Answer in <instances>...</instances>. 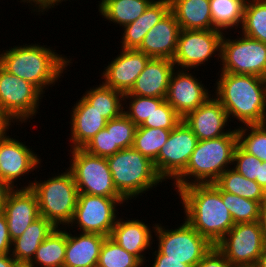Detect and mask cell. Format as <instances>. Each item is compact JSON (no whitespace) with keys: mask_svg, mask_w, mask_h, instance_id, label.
<instances>
[{"mask_svg":"<svg viewBox=\"0 0 266 267\" xmlns=\"http://www.w3.org/2000/svg\"><path fill=\"white\" fill-rule=\"evenodd\" d=\"M127 201L123 197H102L78 193L77 204L71 229L84 233L100 234L110 237L119 215L118 206ZM74 226V227H73Z\"/></svg>","mask_w":266,"mask_h":267,"instance_id":"10","label":"cell"},{"mask_svg":"<svg viewBox=\"0 0 266 267\" xmlns=\"http://www.w3.org/2000/svg\"><path fill=\"white\" fill-rule=\"evenodd\" d=\"M8 134L0 138V179L15 189L19 188L15 184L18 179L40 168L42 159L25 142Z\"/></svg>","mask_w":266,"mask_h":267,"instance_id":"15","label":"cell"},{"mask_svg":"<svg viewBox=\"0 0 266 267\" xmlns=\"http://www.w3.org/2000/svg\"><path fill=\"white\" fill-rule=\"evenodd\" d=\"M247 0H210L211 20L213 29L229 32L238 27L241 29L244 9Z\"/></svg>","mask_w":266,"mask_h":267,"instance_id":"30","label":"cell"},{"mask_svg":"<svg viewBox=\"0 0 266 267\" xmlns=\"http://www.w3.org/2000/svg\"><path fill=\"white\" fill-rule=\"evenodd\" d=\"M66 2L68 0H20L19 2H23L29 6V9H32L31 11L38 12L37 14L40 15L41 13L44 15L46 12H48L49 9L54 8L55 6H58L61 4V2ZM70 1V0H69ZM29 3V4H28ZM33 6V7H32ZM46 11V12H45Z\"/></svg>","mask_w":266,"mask_h":267,"instance_id":"45","label":"cell"},{"mask_svg":"<svg viewBox=\"0 0 266 267\" xmlns=\"http://www.w3.org/2000/svg\"><path fill=\"white\" fill-rule=\"evenodd\" d=\"M255 181L266 190V162L259 161V178Z\"/></svg>","mask_w":266,"mask_h":267,"instance_id":"50","label":"cell"},{"mask_svg":"<svg viewBox=\"0 0 266 267\" xmlns=\"http://www.w3.org/2000/svg\"><path fill=\"white\" fill-rule=\"evenodd\" d=\"M233 267H254V266H233Z\"/></svg>","mask_w":266,"mask_h":267,"instance_id":"54","label":"cell"},{"mask_svg":"<svg viewBox=\"0 0 266 267\" xmlns=\"http://www.w3.org/2000/svg\"><path fill=\"white\" fill-rule=\"evenodd\" d=\"M240 30L243 35L266 44V0H247Z\"/></svg>","mask_w":266,"mask_h":267,"instance_id":"33","label":"cell"},{"mask_svg":"<svg viewBox=\"0 0 266 267\" xmlns=\"http://www.w3.org/2000/svg\"><path fill=\"white\" fill-rule=\"evenodd\" d=\"M164 100L165 99L157 98V97L124 95L123 96V113L136 126H140L148 119V117H150L151 113L154 110V106H159Z\"/></svg>","mask_w":266,"mask_h":267,"instance_id":"38","label":"cell"},{"mask_svg":"<svg viewBox=\"0 0 266 267\" xmlns=\"http://www.w3.org/2000/svg\"><path fill=\"white\" fill-rule=\"evenodd\" d=\"M236 39L223 34L220 72L254 75L266 79V44L238 31Z\"/></svg>","mask_w":266,"mask_h":267,"instance_id":"9","label":"cell"},{"mask_svg":"<svg viewBox=\"0 0 266 267\" xmlns=\"http://www.w3.org/2000/svg\"><path fill=\"white\" fill-rule=\"evenodd\" d=\"M16 260L8 254H0V267H12Z\"/></svg>","mask_w":266,"mask_h":267,"instance_id":"51","label":"cell"},{"mask_svg":"<svg viewBox=\"0 0 266 267\" xmlns=\"http://www.w3.org/2000/svg\"><path fill=\"white\" fill-rule=\"evenodd\" d=\"M106 236L67 230V246L63 267H95L98 265L102 243Z\"/></svg>","mask_w":266,"mask_h":267,"instance_id":"24","label":"cell"},{"mask_svg":"<svg viewBox=\"0 0 266 267\" xmlns=\"http://www.w3.org/2000/svg\"><path fill=\"white\" fill-rule=\"evenodd\" d=\"M183 122L193 131L198 140H209L227 135L231 131L229 118L221 103L210 96L196 110L188 113ZM226 130V131H225Z\"/></svg>","mask_w":266,"mask_h":267,"instance_id":"18","label":"cell"},{"mask_svg":"<svg viewBox=\"0 0 266 267\" xmlns=\"http://www.w3.org/2000/svg\"><path fill=\"white\" fill-rule=\"evenodd\" d=\"M12 240L9 235L4 211H0V254L11 253Z\"/></svg>","mask_w":266,"mask_h":267,"instance_id":"44","label":"cell"},{"mask_svg":"<svg viewBox=\"0 0 266 267\" xmlns=\"http://www.w3.org/2000/svg\"><path fill=\"white\" fill-rule=\"evenodd\" d=\"M15 123L10 119V117L3 111L0 107V138L5 136L8 130L12 127Z\"/></svg>","mask_w":266,"mask_h":267,"instance_id":"47","label":"cell"},{"mask_svg":"<svg viewBox=\"0 0 266 267\" xmlns=\"http://www.w3.org/2000/svg\"><path fill=\"white\" fill-rule=\"evenodd\" d=\"M190 72V70L175 68L170 77L165 99L182 119L191 111L196 110L213 94L206 88L207 85L204 86L202 81Z\"/></svg>","mask_w":266,"mask_h":267,"instance_id":"16","label":"cell"},{"mask_svg":"<svg viewBox=\"0 0 266 267\" xmlns=\"http://www.w3.org/2000/svg\"><path fill=\"white\" fill-rule=\"evenodd\" d=\"M154 0H100L99 15L105 21L124 27L141 16Z\"/></svg>","mask_w":266,"mask_h":267,"instance_id":"28","label":"cell"},{"mask_svg":"<svg viewBox=\"0 0 266 267\" xmlns=\"http://www.w3.org/2000/svg\"><path fill=\"white\" fill-rule=\"evenodd\" d=\"M68 170L78 193L102 197H122L115 188L107 159L88 153L83 148L70 149Z\"/></svg>","mask_w":266,"mask_h":267,"instance_id":"8","label":"cell"},{"mask_svg":"<svg viewBox=\"0 0 266 267\" xmlns=\"http://www.w3.org/2000/svg\"><path fill=\"white\" fill-rule=\"evenodd\" d=\"M170 11L169 0H154L134 22L123 27L121 49L137 50L144 37Z\"/></svg>","mask_w":266,"mask_h":267,"instance_id":"25","label":"cell"},{"mask_svg":"<svg viewBox=\"0 0 266 267\" xmlns=\"http://www.w3.org/2000/svg\"><path fill=\"white\" fill-rule=\"evenodd\" d=\"M196 267H233V265L216 246H213Z\"/></svg>","mask_w":266,"mask_h":267,"instance_id":"43","label":"cell"},{"mask_svg":"<svg viewBox=\"0 0 266 267\" xmlns=\"http://www.w3.org/2000/svg\"><path fill=\"white\" fill-rule=\"evenodd\" d=\"M20 188H30L36 195L39 214L55 227H66L72 221L78 198V189L72 173L55 174L46 180H35ZM62 225V226H60Z\"/></svg>","mask_w":266,"mask_h":267,"instance_id":"6","label":"cell"},{"mask_svg":"<svg viewBox=\"0 0 266 267\" xmlns=\"http://www.w3.org/2000/svg\"><path fill=\"white\" fill-rule=\"evenodd\" d=\"M170 11L184 30H211L210 0H169Z\"/></svg>","mask_w":266,"mask_h":267,"instance_id":"26","label":"cell"},{"mask_svg":"<svg viewBox=\"0 0 266 267\" xmlns=\"http://www.w3.org/2000/svg\"><path fill=\"white\" fill-rule=\"evenodd\" d=\"M223 32L211 30H184L181 29L178 37L177 49L173 63L177 69H197L202 64L218 57L221 60V41ZM178 65V66H177Z\"/></svg>","mask_w":266,"mask_h":267,"instance_id":"12","label":"cell"},{"mask_svg":"<svg viewBox=\"0 0 266 267\" xmlns=\"http://www.w3.org/2000/svg\"><path fill=\"white\" fill-rule=\"evenodd\" d=\"M175 68L170 59L151 58L137 77L134 86L124 95L166 99L170 77Z\"/></svg>","mask_w":266,"mask_h":267,"instance_id":"23","label":"cell"},{"mask_svg":"<svg viewBox=\"0 0 266 267\" xmlns=\"http://www.w3.org/2000/svg\"><path fill=\"white\" fill-rule=\"evenodd\" d=\"M98 266L101 267H143L144 264L135 256L128 253L110 237L102 243Z\"/></svg>","mask_w":266,"mask_h":267,"instance_id":"37","label":"cell"},{"mask_svg":"<svg viewBox=\"0 0 266 267\" xmlns=\"http://www.w3.org/2000/svg\"><path fill=\"white\" fill-rule=\"evenodd\" d=\"M105 128L111 129L112 147L122 150L133 146L137 126L124 113L107 121Z\"/></svg>","mask_w":266,"mask_h":267,"instance_id":"39","label":"cell"},{"mask_svg":"<svg viewBox=\"0 0 266 267\" xmlns=\"http://www.w3.org/2000/svg\"><path fill=\"white\" fill-rule=\"evenodd\" d=\"M88 153L100 156L110 157L120 151L118 147H112L111 129L103 128L83 147Z\"/></svg>","mask_w":266,"mask_h":267,"instance_id":"42","label":"cell"},{"mask_svg":"<svg viewBox=\"0 0 266 267\" xmlns=\"http://www.w3.org/2000/svg\"><path fill=\"white\" fill-rule=\"evenodd\" d=\"M125 219L127 220H124L122 216L118 217L110 238L128 253L135 255L145 265L147 261L149 262V259L146 260L145 254L147 251L155 249V247L152 248L153 239H155L152 233L157 223L150 227L142 219L131 218L130 220L127 217Z\"/></svg>","mask_w":266,"mask_h":267,"instance_id":"19","label":"cell"},{"mask_svg":"<svg viewBox=\"0 0 266 267\" xmlns=\"http://www.w3.org/2000/svg\"><path fill=\"white\" fill-rule=\"evenodd\" d=\"M157 223L154 235L157 237V249L165 255V259L181 260L196 267L201 259L214 246L201 236L186 220L175 229H165Z\"/></svg>","mask_w":266,"mask_h":267,"instance_id":"7","label":"cell"},{"mask_svg":"<svg viewBox=\"0 0 266 267\" xmlns=\"http://www.w3.org/2000/svg\"><path fill=\"white\" fill-rule=\"evenodd\" d=\"M152 266L150 267H192L191 265L183 263L181 260L174 259H165V255H163L158 249L152 252Z\"/></svg>","mask_w":266,"mask_h":267,"instance_id":"46","label":"cell"},{"mask_svg":"<svg viewBox=\"0 0 266 267\" xmlns=\"http://www.w3.org/2000/svg\"><path fill=\"white\" fill-rule=\"evenodd\" d=\"M54 228L55 226L49 220L40 216L21 236L12 241L11 256L16 261L31 262L37 248Z\"/></svg>","mask_w":266,"mask_h":267,"instance_id":"27","label":"cell"},{"mask_svg":"<svg viewBox=\"0 0 266 267\" xmlns=\"http://www.w3.org/2000/svg\"><path fill=\"white\" fill-rule=\"evenodd\" d=\"M180 26L169 11L144 37L138 51L150 58L173 60L177 49Z\"/></svg>","mask_w":266,"mask_h":267,"instance_id":"21","label":"cell"},{"mask_svg":"<svg viewBox=\"0 0 266 267\" xmlns=\"http://www.w3.org/2000/svg\"><path fill=\"white\" fill-rule=\"evenodd\" d=\"M212 185L221 193L223 203L230 211L235 224L259 220L260 202L222 191L215 183Z\"/></svg>","mask_w":266,"mask_h":267,"instance_id":"35","label":"cell"},{"mask_svg":"<svg viewBox=\"0 0 266 267\" xmlns=\"http://www.w3.org/2000/svg\"><path fill=\"white\" fill-rule=\"evenodd\" d=\"M182 118L176 111L164 100L159 106H154L150 117L141 125L147 128H163L166 130L174 129Z\"/></svg>","mask_w":266,"mask_h":267,"instance_id":"40","label":"cell"},{"mask_svg":"<svg viewBox=\"0 0 266 267\" xmlns=\"http://www.w3.org/2000/svg\"><path fill=\"white\" fill-rule=\"evenodd\" d=\"M42 97L43 93L35 85L9 73L0 65V107L14 123L17 122L16 125L35 118Z\"/></svg>","mask_w":266,"mask_h":267,"instance_id":"11","label":"cell"},{"mask_svg":"<svg viewBox=\"0 0 266 267\" xmlns=\"http://www.w3.org/2000/svg\"><path fill=\"white\" fill-rule=\"evenodd\" d=\"M124 94L103 83L86 90L82 97L108 121L123 113Z\"/></svg>","mask_w":266,"mask_h":267,"instance_id":"31","label":"cell"},{"mask_svg":"<svg viewBox=\"0 0 266 267\" xmlns=\"http://www.w3.org/2000/svg\"><path fill=\"white\" fill-rule=\"evenodd\" d=\"M186 220L201 236L216 245L235 225L221 193L212 184H193L177 191Z\"/></svg>","mask_w":266,"mask_h":267,"instance_id":"3","label":"cell"},{"mask_svg":"<svg viewBox=\"0 0 266 267\" xmlns=\"http://www.w3.org/2000/svg\"><path fill=\"white\" fill-rule=\"evenodd\" d=\"M12 267H34L31 262L15 261Z\"/></svg>","mask_w":266,"mask_h":267,"instance_id":"53","label":"cell"},{"mask_svg":"<svg viewBox=\"0 0 266 267\" xmlns=\"http://www.w3.org/2000/svg\"><path fill=\"white\" fill-rule=\"evenodd\" d=\"M217 74L213 95L226 110L229 121L237 119L242 126L265 124L266 79L228 72Z\"/></svg>","mask_w":266,"mask_h":267,"instance_id":"2","label":"cell"},{"mask_svg":"<svg viewBox=\"0 0 266 267\" xmlns=\"http://www.w3.org/2000/svg\"><path fill=\"white\" fill-rule=\"evenodd\" d=\"M40 43L21 44L0 50V65L9 73L35 85L43 94L61 81L73 59ZM57 82V83H56Z\"/></svg>","mask_w":266,"mask_h":267,"instance_id":"1","label":"cell"},{"mask_svg":"<svg viewBox=\"0 0 266 267\" xmlns=\"http://www.w3.org/2000/svg\"><path fill=\"white\" fill-rule=\"evenodd\" d=\"M171 130L137 126L133 148L154 161L167 141Z\"/></svg>","mask_w":266,"mask_h":267,"instance_id":"36","label":"cell"},{"mask_svg":"<svg viewBox=\"0 0 266 267\" xmlns=\"http://www.w3.org/2000/svg\"><path fill=\"white\" fill-rule=\"evenodd\" d=\"M116 58L104 67L101 79L107 87L128 93L134 86L137 77L151 59L148 55L135 49H120Z\"/></svg>","mask_w":266,"mask_h":267,"instance_id":"17","label":"cell"},{"mask_svg":"<svg viewBox=\"0 0 266 267\" xmlns=\"http://www.w3.org/2000/svg\"><path fill=\"white\" fill-rule=\"evenodd\" d=\"M215 184L222 191L254 200L261 204L266 201V190L256 181L239 174L234 168L226 169Z\"/></svg>","mask_w":266,"mask_h":267,"instance_id":"32","label":"cell"},{"mask_svg":"<svg viewBox=\"0 0 266 267\" xmlns=\"http://www.w3.org/2000/svg\"><path fill=\"white\" fill-rule=\"evenodd\" d=\"M260 228L262 230V237L264 245L266 246V201L260 206L259 220Z\"/></svg>","mask_w":266,"mask_h":267,"instance_id":"49","label":"cell"},{"mask_svg":"<svg viewBox=\"0 0 266 267\" xmlns=\"http://www.w3.org/2000/svg\"><path fill=\"white\" fill-rule=\"evenodd\" d=\"M106 159L115 188L128 203L164 182L154 162L133 147L124 148Z\"/></svg>","mask_w":266,"mask_h":267,"instance_id":"5","label":"cell"},{"mask_svg":"<svg viewBox=\"0 0 266 267\" xmlns=\"http://www.w3.org/2000/svg\"><path fill=\"white\" fill-rule=\"evenodd\" d=\"M78 101V102H77ZM70 111V149L83 148L101 129L107 119L101 116L83 97L78 99Z\"/></svg>","mask_w":266,"mask_h":267,"instance_id":"22","label":"cell"},{"mask_svg":"<svg viewBox=\"0 0 266 267\" xmlns=\"http://www.w3.org/2000/svg\"><path fill=\"white\" fill-rule=\"evenodd\" d=\"M236 146V128L219 138L198 140L185 170L170 185L177 192L193 184L215 183L226 169L232 168Z\"/></svg>","mask_w":266,"mask_h":267,"instance_id":"4","label":"cell"},{"mask_svg":"<svg viewBox=\"0 0 266 267\" xmlns=\"http://www.w3.org/2000/svg\"><path fill=\"white\" fill-rule=\"evenodd\" d=\"M254 267H266V246L261 252L256 264Z\"/></svg>","mask_w":266,"mask_h":267,"instance_id":"52","label":"cell"},{"mask_svg":"<svg viewBox=\"0 0 266 267\" xmlns=\"http://www.w3.org/2000/svg\"><path fill=\"white\" fill-rule=\"evenodd\" d=\"M215 246L233 266H255L265 247L259 222L235 224Z\"/></svg>","mask_w":266,"mask_h":267,"instance_id":"13","label":"cell"},{"mask_svg":"<svg viewBox=\"0 0 266 267\" xmlns=\"http://www.w3.org/2000/svg\"><path fill=\"white\" fill-rule=\"evenodd\" d=\"M3 211L12 241L40 217L37 197L30 188L13 189L7 197Z\"/></svg>","mask_w":266,"mask_h":267,"instance_id":"20","label":"cell"},{"mask_svg":"<svg viewBox=\"0 0 266 267\" xmlns=\"http://www.w3.org/2000/svg\"><path fill=\"white\" fill-rule=\"evenodd\" d=\"M67 246V226L55 227L37 248L31 264L34 267H63Z\"/></svg>","mask_w":266,"mask_h":267,"instance_id":"29","label":"cell"},{"mask_svg":"<svg viewBox=\"0 0 266 267\" xmlns=\"http://www.w3.org/2000/svg\"><path fill=\"white\" fill-rule=\"evenodd\" d=\"M12 190L13 188L7 182L0 179V211L3 210L7 197Z\"/></svg>","mask_w":266,"mask_h":267,"instance_id":"48","label":"cell"},{"mask_svg":"<svg viewBox=\"0 0 266 267\" xmlns=\"http://www.w3.org/2000/svg\"><path fill=\"white\" fill-rule=\"evenodd\" d=\"M197 142V136L183 120L171 130L158 157L153 161L163 181H174L185 170Z\"/></svg>","mask_w":266,"mask_h":267,"instance_id":"14","label":"cell"},{"mask_svg":"<svg viewBox=\"0 0 266 267\" xmlns=\"http://www.w3.org/2000/svg\"><path fill=\"white\" fill-rule=\"evenodd\" d=\"M236 128L237 144L245 152L256 156L262 162H266V123L238 125Z\"/></svg>","mask_w":266,"mask_h":267,"instance_id":"34","label":"cell"},{"mask_svg":"<svg viewBox=\"0 0 266 267\" xmlns=\"http://www.w3.org/2000/svg\"><path fill=\"white\" fill-rule=\"evenodd\" d=\"M259 159L245 152L238 144L233 154V167L239 174L255 181L259 178Z\"/></svg>","mask_w":266,"mask_h":267,"instance_id":"41","label":"cell"}]
</instances>
